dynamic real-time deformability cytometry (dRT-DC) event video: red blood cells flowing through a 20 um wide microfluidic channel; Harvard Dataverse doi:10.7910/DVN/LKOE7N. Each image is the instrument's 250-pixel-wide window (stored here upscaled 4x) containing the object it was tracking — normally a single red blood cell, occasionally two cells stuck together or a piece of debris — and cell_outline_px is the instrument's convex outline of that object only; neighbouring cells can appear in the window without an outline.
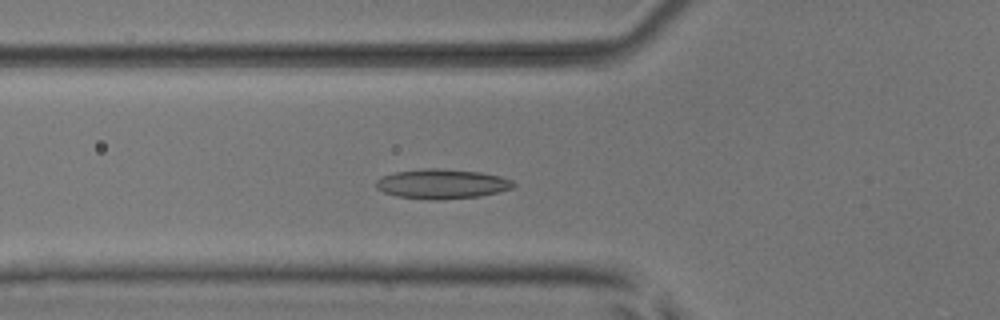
{"species": "common noctule bat (a hibernating species)", "species_latin": "Nyctalus noctula", "temperature_condition": "room temperature", "stored_images_in_passage": 50, "camera_frame_rate_fps": 3000, "um_per_image_px": 0.085, "animal": {"sex": "male", "body_mass_g": 17.9, "forearm_length_mm": 54.2}, "frame": {"image": 1, "passage_image": 20, "time_ms": 6.333, "image_size_px": [1000, 320], "cell_outline_px": [[516, 184], [512, 188], [480, 196], [444, 200], [428, 200], [396, 196], [384, 192], [376, 188], [376, 180], [380, 176], [392, 172], [424, 168], [436, 168], [480, 172], [500, 176], [512, 180]], "centroid_in_image_um": [37.52, 15.63], "position_along_channel_um": 88.3, "area_um2": 23.99}}
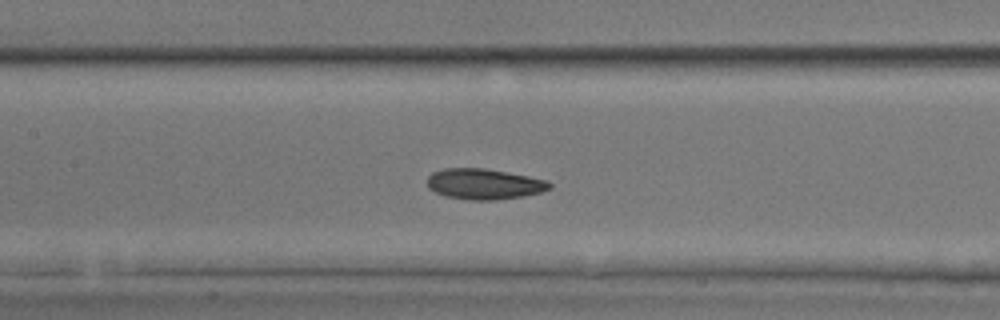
{"frame": {"image": 2, "passage_image": 26, "time_ms": 8.333, "image_size_px": [1000, 320], "cell_outline_px": [[552, 188], [540, 192], [524, 196], [496, 200], [468, 200], [444, 196], [428, 188], [428, 176], [432, 172], [444, 168], [484, 168], [528, 176], [548, 180], [552, 184]], "centroid_in_image_um": [41.15, 15.64], "position_along_channel_um": 166.2, "area_um2": 21.96}}
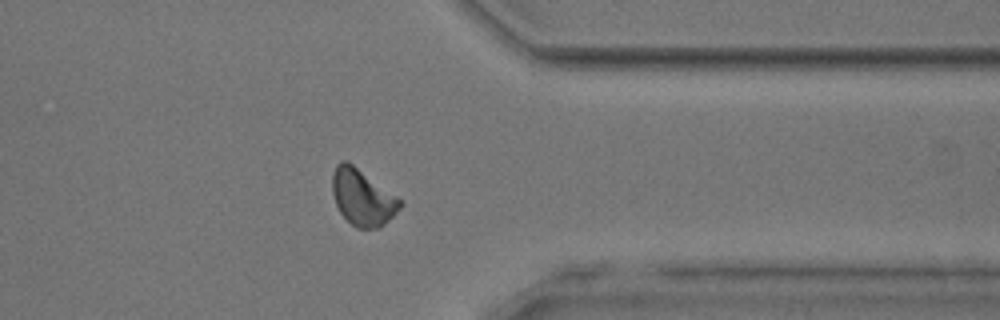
{"frame": {"image": 3, "passage_image": 43, "time_ms": 14.0, "image_size_px": [1000, 320], "cell_outline_px": [[404, 204], [380, 228], [356, 228], [340, 212], [336, 204], [332, 192], [332, 172], [336, 164], [344, 160], [352, 164], [400, 200]], "centroid_in_image_um": [30.77, 16.79], "position_along_channel_um": 380.6, "area_um2": 21.62}, "authors_computed_cell_mechanics": {"area_um2": 22.1374, "velocity_mm_per_s": 3.9008, "shape_relaxation_time_tau1_ms": 4.9112, "shape_relaxation_time_tau2_ms": 2.2058, "deformation_change_tau1": 0.1125, "deformation_change_tau2": 0.0861}}